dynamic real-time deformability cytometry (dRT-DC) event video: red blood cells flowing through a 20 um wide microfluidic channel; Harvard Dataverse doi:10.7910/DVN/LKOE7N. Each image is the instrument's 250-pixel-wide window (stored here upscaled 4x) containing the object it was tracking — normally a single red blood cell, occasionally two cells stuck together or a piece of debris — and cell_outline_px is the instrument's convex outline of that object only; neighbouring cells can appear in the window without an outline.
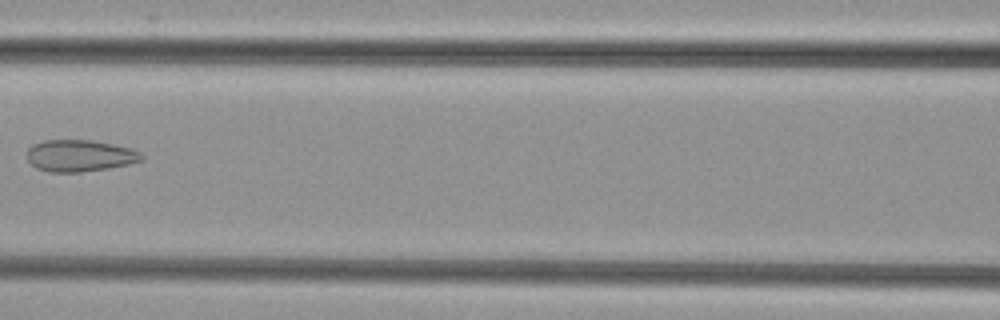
{"species": "common noctule bat (a hibernating species)", "species_latin": "Nyctalus noctula", "temperature_condition": "cold", "stored_images_in_passage": 7, "camera_frame_rate_fps": 3000, "um_per_image_px": 0.085, "animal": {"sex": "female", "body_mass_g": 29.2, "forearm_length_mm": 56.3}, "frame": {"image": 1, "passage_image": 7, "time_ms": 2.0, "image_size_px": [1000, 320], "cell_outline_px": [[144, 160], [128, 164], [108, 168], [80, 172], [48, 172], [36, 168], [24, 156], [28, 148], [44, 140], [92, 140], [132, 148], [140, 152], [144, 156]], "centroid_in_image_um": [6.77, 13.23], "position_along_channel_um": 159.8, "area_um2": 21.33}}